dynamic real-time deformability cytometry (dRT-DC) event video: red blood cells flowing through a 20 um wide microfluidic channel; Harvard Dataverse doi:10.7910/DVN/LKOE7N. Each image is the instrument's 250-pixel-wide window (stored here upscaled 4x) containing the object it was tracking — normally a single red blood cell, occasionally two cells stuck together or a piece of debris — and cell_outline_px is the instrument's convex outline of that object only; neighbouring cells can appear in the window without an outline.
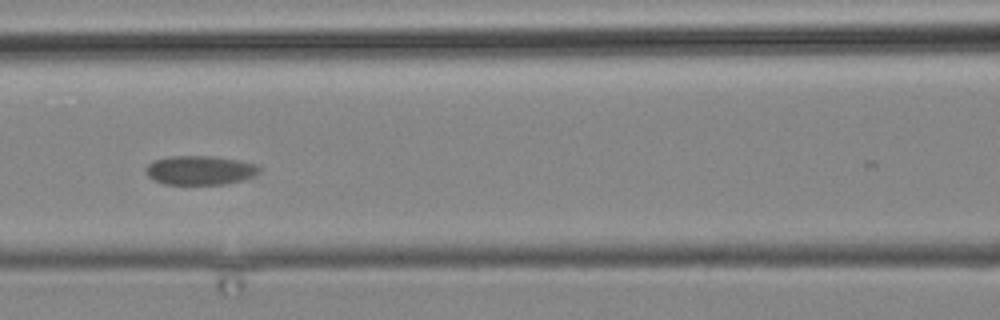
{"species": "common noctule bat (a hibernating species)", "species_latin": "Nyctalus noctula", "temperature_condition": "cold", "stored_images_in_passage": 4, "camera_frame_rate_fps": 3000, "um_per_image_px": 0.085, "animal": {"sex": "male", "body_mass_g": 19.2, "forearm_length_mm": 51.8}, "frame": {"image": 1, "passage_image": 3, "time_ms": 3.0, "image_size_px": [1000, 320], "cell_outline_px": [[260, 172], [252, 176], [240, 180], [224, 184], [164, 184], [148, 176], [144, 172], [144, 168], [152, 160], [168, 156], [212, 156], [236, 160], [256, 164], [260, 168]], "centroid_in_image_um": [16.94, 14.46], "position_along_channel_um": 149.7, "area_um2": 19.19}}
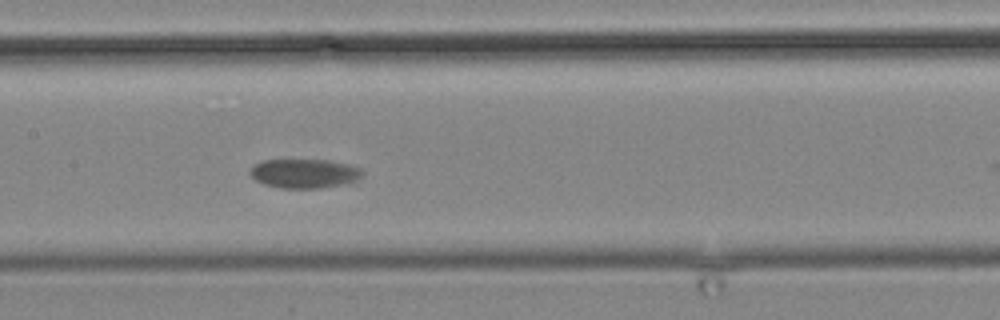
{"frame": {"image": 2, "passage_image": 4, "time_ms": 4.0, "image_size_px": [1000, 320], "cell_outline_px": [[364, 172], [352, 184], [316, 188], [280, 188], [264, 184], [256, 180], [248, 172], [252, 164], [260, 160], [328, 160], [348, 164], [360, 168]], "centroid_in_image_um": [25.86, 14.74], "position_along_channel_um": 181.5, "area_um2": 19.36}}